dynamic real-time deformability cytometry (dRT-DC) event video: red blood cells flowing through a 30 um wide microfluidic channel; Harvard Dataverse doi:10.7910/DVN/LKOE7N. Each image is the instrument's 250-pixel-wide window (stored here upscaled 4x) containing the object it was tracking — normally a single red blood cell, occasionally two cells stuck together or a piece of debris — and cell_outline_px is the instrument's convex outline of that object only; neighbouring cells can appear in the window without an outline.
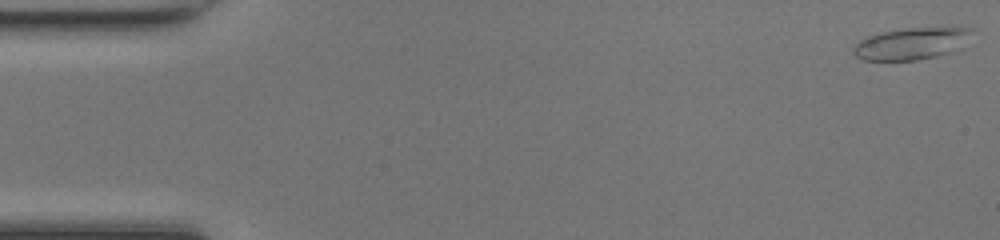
{"species": "common noctule bat (a hibernating species)", "species_latin": "Nyctalus noctula", "temperature_condition": "room temperature", "stored_images_in_passage": 48, "camera_frame_rate_fps": 3000, "um_per_image_px": 0.085, "animal": {"sex": "female", "body_mass_g": 17.0, "forearm_length_mm": 48.0}, "frame": {"image": 1, "passage_image": 1, "time_ms": 0.0, "image_size_px": [1000, 240], "cell_outline_px": [[972, 28], [960, 48], [936, 56], [916, 60], [860, 60], [852, 52], [852, 48], [860, 40], [868, 36], [884, 32], [908, 28]], "centroid_in_image_um": [77.37, 3.72], "position_along_channel_um": 7.6, "area_um2": 21.39}}
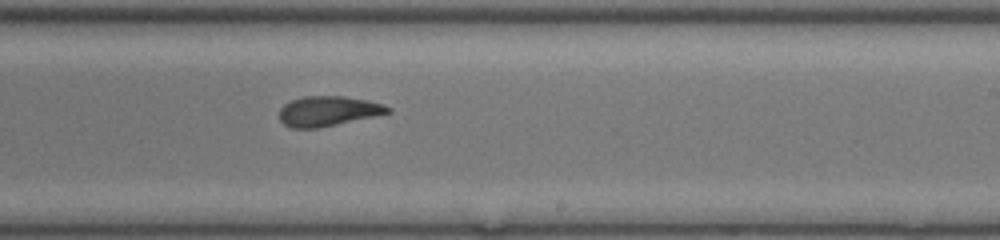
{"frame": {"image": 2, "passage_image": 29, "time_ms": 9.333, "image_size_px": [1000, 240], "cell_outline_px": [[392, 112], [316, 128], [292, 128], [284, 124], [280, 120], [280, 108], [284, 104], [292, 100], [304, 96], [344, 96], [368, 100], [384, 104], [392, 108]], "centroid_in_image_um": [27.89, 9.43], "position_along_channel_um": 261.1, "area_um2": 18.79}}
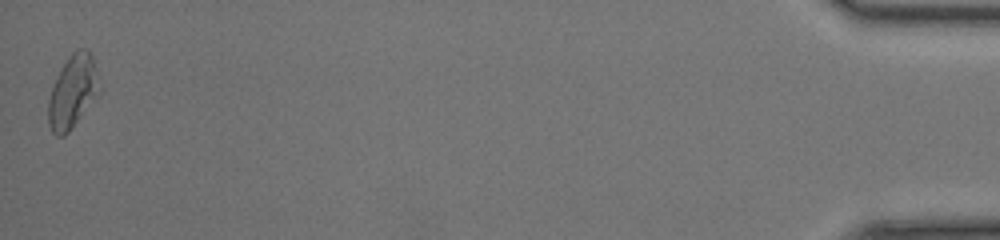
{"frame": {"image": 3, "passage_image": 48, "time_ms": 15.667, "image_size_px": [1000, 240], "cell_outline_px": [[100, 92], [72, 128], [64, 136], [56, 136], [52, 132], [48, 124], [48, 100], [52, 88], [68, 56], [76, 48], [84, 48], [92, 56]], "centroid_in_image_um": [6.16, 7.82], "position_along_channel_um": 429.0, "area_um2": 21.21}, "authors_computed_cell_mechanics": {"area_um2": 19.8254, "velocity_mm_per_s": 4.292, "shape_relaxation_time_tau1_ms": 6.9439, "shape_relaxation_time_tau2_ms": 1.8161, "deformation_change_tau1": 0.1803, "deformation_change_tau2": 0.0846}}